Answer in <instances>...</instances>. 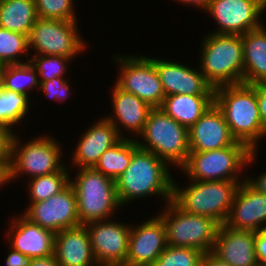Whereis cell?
Masks as SVG:
<instances>
[{"mask_svg": "<svg viewBox=\"0 0 266 266\" xmlns=\"http://www.w3.org/2000/svg\"><path fill=\"white\" fill-rule=\"evenodd\" d=\"M166 228L168 246L212 251L220 224L214 219L184 212L172 200L157 214Z\"/></svg>", "mask_w": 266, "mask_h": 266, "instance_id": "9c48e42d", "label": "cell"}, {"mask_svg": "<svg viewBox=\"0 0 266 266\" xmlns=\"http://www.w3.org/2000/svg\"><path fill=\"white\" fill-rule=\"evenodd\" d=\"M175 1V0H174ZM177 3H181L182 6L183 4L187 5V6H193L196 8H199L200 10H202L203 12H205L211 2V0H176Z\"/></svg>", "mask_w": 266, "mask_h": 266, "instance_id": "7bdbcfd3", "label": "cell"}, {"mask_svg": "<svg viewBox=\"0 0 266 266\" xmlns=\"http://www.w3.org/2000/svg\"><path fill=\"white\" fill-rule=\"evenodd\" d=\"M243 83L266 82V26L250 30L242 35Z\"/></svg>", "mask_w": 266, "mask_h": 266, "instance_id": "cb8c5ba5", "label": "cell"}, {"mask_svg": "<svg viewBox=\"0 0 266 266\" xmlns=\"http://www.w3.org/2000/svg\"><path fill=\"white\" fill-rule=\"evenodd\" d=\"M257 151H251L244 143L235 141L221 149L190 152L180 172L192 181L245 180L247 175L243 176V172L249 164L254 165Z\"/></svg>", "mask_w": 266, "mask_h": 266, "instance_id": "277c9868", "label": "cell"}, {"mask_svg": "<svg viewBox=\"0 0 266 266\" xmlns=\"http://www.w3.org/2000/svg\"><path fill=\"white\" fill-rule=\"evenodd\" d=\"M165 96L174 94L215 95L200 68L194 69L181 62L153 58Z\"/></svg>", "mask_w": 266, "mask_h": 266, "instance_id": "2e32d148", "label": "cell"}, {"mask_svg": "<svg viewBox=\"0 0 266 266\" xmlns=\"http://www.w3.org/2000/svg\"><path fill=\"white\" fill-rule=\"evenodd\" d=\"M0 85L8 90L29 95V92L37 87L39 92L40 82L36 70L27 62L1 66Z\"/></svg>", "mask_w": 266, "mask_h": 266, "instance_id": "f1b7e54d", "label": "cell"}, {"mask_svg": "<svg viewBox=\"0 0 266 266\" xmlns=\"http://www.w3.org/2000/svg\"><path fill=\"white\" fill-rule=\"evenodd\" d=\"M30 57L29 62L36 70L40 83L53 78L68 76L65 74L68 72L71 58L55 55H32Z\"/></svg>", "mask_w": 266, "mask_h": 266, "instance_id": "1f68e13d", "label": "cell"}, {"mask_svg": "<svg viewBox=\"0 0 266 266\" xmlns=\"http://www.w3.org/2000/svg\"><path fill=\"white\" fill-rule=\"evenodd\" d=\"M213 103L214 95L174 94L165 96L160 108L190 129Z\"/></svg>", "mask_w": 266, "mask_h": 266, "instance_id": "d4e9b609", "label": "cell"}, {"mask_svg": "<svg viewBox=\"0 0 266 266\" xmlns=\"http://www.w3.org/2000/svg\"><path fill=\"white\" fill-rule=\"evenodd\" d=\"M202 266H230L219 257H217L212 251L203 253Z\"/></svg>", "mask_w": 266, "mask_h": 266, "instance_id": "60d3db41", "label": "cell"}, {"mask_svg": "<svg viewBox=\"0 0 266 266\" xmlns=\"http://www.w3.org/2000/svg\"><path fill=\"white\" fill-rule=\"evenodd\" d=\"M54 254L60 266H98L85 225L55 233Z\"/></svg>", "mask_w": 266, "mask_h": 266, "instance_id": "603a6c76", "label": "cell"}, {"mask_svg": "<svg viewBox=\"0 0 266 266\" xmlns=\"http://www.w3.org/2000/svg\"><path fill=\"white\" fill-rule=\"evenodd\" d=\"M8 253L5 258V266H30L32 257L26 256L12 247L9 248Z\"/></svg>", "mask_w": 266, "mask_h": 266, "instance_id": "74e56055", "label": "cell"}, {"mask_svg": "<svg viewBox=\"0 0 266 266\" xmlns=\"http://www.w3.org/2000/svg\"><path fill=\"white\" fill-rule=\"evenodd\" d=\"M30 266H60L55 254L32 258Z\"/></svg>", "mask_w": 266, "mask_h": 266, "instance_id": "b9f144b4", "label": "cell"}, {"mask_svg": "<svg viewBox=\"0 0 266 266\" xmlns=\"http://www.w3.org/2000/svg\"><path fill=\"white\" fill-rule=\"evenodd\" d=\"M137 137L138 147L152 152L170 167L173 165L180 169L186 163L190 153L189 129L161 108L151 110L142 133Z\"/></svg>", "mask_w": 266, "mask_h": 266, "instance_id": "52a82bcc", "label": "cell"}, {"mask_svg": "<svg viewBox=\"0 0 266 266\" xmlns=\"http://www.w3.org/2000/svg\"><path fill=\"white\" fill-rule=\"evenodd\" d=\"M131 225L128 252L123 266H152L167 245L166 228L156 216Z\"/></svg>", "mask_w": 266, "mask_h": 266, "instance_id": "9a60e30c", "label": "cell"}, {"mask_svg": "<svg viewBox=\"0 0 266 266\" xmlns=\"http://www.w3.org/2000/svg\"><path fill=\"white\" fill-rule=\"evenodd\" d=\"M110 94L112 95L113 114L105 117L117 129L122 138H129L131 134L133 135L131 139L135 136L133 139L136 140L137 135L139 136L142 133L149 113L153 108L136 95L123 91L115 83ZM121 126L123 127L121 128ZM123 129L130 134L125 135Z\"/></svg>", "mask_w": 266, "mask_h": 266, "instance_id": "ffe728a7", "label": "cell"}, {"mask_svg": "<svg viewBox=\"0 0 266 266\" xmlns=\"http://www.w3.org/2000/svg\"><path fill=\"white\" fill-rule=\"evenodd\" d=\"M201 39L200 71L214 88L243 83L242 35L207 33Z\"/></svg>", "mask_w": 266, "mask_h": 266, "instance_id": "3957f363", "label": "cell"}, {"mask_svg": "<svg viewBox=\"0 0 266 266\" xmlns=\"http://www.w3.org/2000/svg\"><path fill=\"white\" fill-rule=\"evenodd\" d=\"M124 223V224H123ZM100 220L86 223L98 266H123L126 261L131 226L129 223Z\"/></svg>", "mask_w": 266, "mask_h": 266, "instance_id": "5bb4252c", "label": "cell"}, {"mask_svg": "<svg viewBox=\"0 0 266 266\" xmlns=\"http://www.w3.org/2000/svg\"><path fill=\"white\" fill-rule=\"evenodd\" d=\"M29 53L28 36L0 27V67L27 63L30 60ZM23 54L28 59L21 60Z\"/></svg>", "mask_w": 266, "mask_h": 266, "instance_id": "4dcf8cb0", "label": "cell"}, {"mask_svg": "<svg viewBox=\"0 0 266 266\" xmlns=\"http://www.w3.org/2000/svg\"><path fill=\"white\" fill-rule=\"evenodd\" d=\"M137 148L135 139L122 138L101 155L93 169L116 181L129 166L132 154Z\"/></svg>", "mask_w": 266, "mask_h": 266, "instance_id": "4316f807", "label": "cell"}, {"mask_svg": "<svg viewBox=\"0 0 266 266\" xmlns=\"http://www.w3.org/2000/svg\"><path fill=\"white\" fill-rule=\"evenodd\" d=\"M173 179L172 201L184 212L210 217L223 225L229 215L239 184L244 180L186 181Z\"/></svg>", "mask_w": 266, "mask_h": 266, "instance_id": "5b68a950", "label": "cell"}, {"mask_svg": "<svg viewBox=\"0 0 266 266\" xmlns=\"http://www.w3.org/2000/svg\"><path fill=\"white\" fill-rule=\"evenodd\" d=\"M10 182L9 153L0 154V188Z\"/></svg>", "mask_w": 266, "mask_h": 266, "instance_id": "f35d334b", "label": "cell"}, {"mask_svg": "<svg viewBox=\"0 0 266 266\" xmlns=\"http://www.w3.org/2000/svg\"><path fill=\"white\" fill-rule=\"evenodd\" d=\"M170 170L164 160L138 147L127 169L115 181L121 207L148 196H161L164 203L171 201L174 178Z\"/></svg>", "mask_w": 266, "mask_h": 266, "instance_id": "6da1fadb", "label": "cell"}, {"mask_svg": "<svg viewBox=\"0 0 266 266\" xmlns=\"http://www.w3.org/2000/svg\"><path fill=\"white\" fill-rule=\"evenodd\" d=\"M78 21L38 18L28 36L33 55H55L76 58L85 52L87 41L79 35Z\"/></svg>", "mask_w": 266, "mask_h": 266, "instance_id": "30bf717a", "label": "cell"}, {"mask_svg": "<svg viewBox=\"0 0 266 266\" xmlns=\"http://www.w3.org/2000/svg\"><path fill=\"white\" fill-rule=\"evenodd\" d=\"M259 175L258 177H247L245 180L258 192L266 194V171L263 170V173Z\"/></svg>", "mask_w": 266, "mask_h": 266, "instance_id": "ab89813d", "label": "cell"}, {"mask_svg": "<svg viewBox=\"0 0 266 266\" xmlns=\"http://www.w3.org/2000/svg\"><path fill=\"white\" fill-rule=\"evenodd\" d=\"M16 132L9 134L8 151L10 183L28 175V179L59 172L65 165L61 162L62 145L54 137L43 134L31 140L21 141ZM55 139V140H54Z\"/></svg>", "mask_w": 266, "mask_h": 266, "instance_id": "8992f818", "label": "cell"}, {"mask_svg": "<svg viewBox=\"0 0 266 266\" xmlns=\"http://www.w3.org/2000/svg\"><path fill=\"white\" fill-rule=\"evenodd\" d=\"M76 172L70 184L76 193L80 224L112 219L121 207L116 182L93 168H77Z\"/></svg>", "mask_w": 266, "mask_h": 266, "instance_id": "ba28073f", "label": "cell"}, {"mask_svg": "<svg viewBox=\"0 0 266 266\" xmlns=\"http://www.w3.org/2000/svg\"><path fill=\"white\" fill-rule=\"evenodd\" d=\"M212 252L230 266H259L253 231L220 225Z\"/></svg>", "mask_w": 266, "mask_h": 266, "instance_id": "7402d4cb", "label": "cell"}, {"mask_svg": "<svg viewBox=\"0 0 266 266\" xmlns=\"http://www.w3.org/2000/svg\"><path fill=\"white\" fill-rule=\"evenodd\" d=\"M255 254L259 266H266V228L255 232Z\"/></svg>", "mask_w": 266, "mask_h": 266, "instance_id": "d590c367", "label": "cell"}, {"mask_svg": "<svg viewBox=\"0 0 266 266\" xmlns=\"http://www.w3.org/2000/svg\"><path fill=\"white\" fill-rule=\"evenodd\" d=\"M29 99L27 94L11 91L0 85V126L9 134L15 133L14 126H18L28 116L31 108Z\"/></svg>", "mask_w": 266, "mask_h": 266, "instance_id": "83f0119b", "label": "cell"}, {"mask_svg": "<svg viewBox=\"0 0 266 266\" xmlns=\"http://www.w3.org/2000/svg\"><path fill=\"white\" fill-rule=\"evenodd\" d=\"M94 122L75 144L76 148L72 152L70 162L75 166L73 168H93L101 155L122 139L106 117L103 116Z\"/></svg>", "mask_w": 266, "mask_h": 266, "instance_id": "d6986e66", "label": "cell"}, {"mask_svg": "<svg viewBox=\"0 0 266 266\" xmlns=\"http://www.w3.org/2000/svg\"><path fill=\"white\" fill-rule=\"evenodd\" d=\"M214 103L221 110L232 137L251 151L259 150V141L266 137V132L255 88L245 83L218 87Z\"/></svg>", "mask_w": 266, "mask_h": 266, "instance_id": "7a4b0ae2", "label": "cell"}, {"mask_svg": "<svg viewBox=\"0 0 266 266\" xmlns=\"http://www.w3.org/2000/svg\"><path fill=\"white\" fill-rule=\"evenodd\" d=\"M115 54L117 79L114 82L123 91L132 93L152 108H160L165 93L152 57Z\"/></svg>", "mask_w": 266, "mask_h": 266, "instance_id": "8fae6325", "label": "cell"}, {"mask_svg": "<svg viewBox=\"0 0 266 266\" xmlns=\"http://www.w3.org/2000/svg\"><path fill=\"white\" fill-rule=\"evenodd\" d=\"M74 0H35L38 18L78 21Z\"/></svg>", "mask_w": 266, "mask_h": 266, "instance_id": "836d02e7", "label": "cell"}, {"mask_svg": "<svg viewBox=\"0 0 266 266\" xmlns=\"http://www.w3.org/2000/svg\"><path fill=\"white\" fill-rule=\"evenodd\" d=\"M65 77H57L52 80L42 81L40 83L39 92L42 91V94L56 102L62 103L67 98L71 96L72 88L70 87L69 80Z\"/></svg>", "mask_w": 266, "mask_h": 266, "instance_id": "e575fe53", "label": "cell"}, {"mask_svg": "<svg viewBox=\"0 0 266 266\" xmlns=\"http://www.w3.org/2000/svg\"><path fill=\"white\" fill-rule=\"evenodd\" d=\"M38 19L35 0H0V27L29 36Z\"/></svg>", "mask_w": 266, "mask_h": 266, "instance_id": "484cf974", "label": "cell"}, {"mask_svg": "<svg viewBox=\"0 0 266 266\" xmlns=\"http://www.w3.org/2000/svg\"><path fill=\"white\" fill-rule=\"evenodd\" d=\"M251 85L256 90L261 121L263 124L264 131L266 132V82H259Z\"/></svg>", "mask_w": 266, "mask_h": 266, "instance_id": "8d00e7d4", "label": "cell"}, {"mask_svg": "<svg viewBox=\"0 0 266 266\" xmlns=\"http://www.w3.org/2000/svg\"><path fill=\"white\" fill-rule=\"evenodd\" d=\"M202 256L196 248L167 246L152 266H202Z\"/></svg>", "mask_w": 266, "mask_h": 266, "instance_id": "d6a6232c", "label": "cell"}, {"mask_svg": "<svg viewBox=\"0 0 266 266\" xmlns=\"http://www.w3.org/2000/svg\"><path fill=\"white\" fill-rule=\"evenodd\" d=\"M264 11L266 0H211L205 13L217 23L211 33L244 35L264 24Z\"/></svg>", "mask_w": 266, "mask_h": 266, "instance_id": "7c38bea8", "label": "cell"}, {"mask_svg": "<svg viewBox=\"0 0 266 266\" xmlns=\"http://www.w3.org/2000/svg\"><path fill=\"white\" fill-rule=\"evenodd\" d=\"M70 172L65 164L59 172L29 179L26 188L28 201L30 203L45 201L58 194L70 183Z\"/></svg>", "mask_w": 266, "mask_h": 266, "instance_id": "f546056e", "label": "cell"}, {"mask_svg": "<svg viewBox=\"0 0 266 266\" xmlns=\"http://www.w3.org/2000/svg\"><path fill=\"white\" fill-rule=\"evenodd\" d=\"M9 221L5 238L10 247L32 258L54 254V232L30 222L22 214Z\"/></svg>", "mask_w": 266, "mask_h": 266, "instance_id": "ac0fdd59", "label": "cell"}, {"mask_svg": "<svg viewBox=\"0 0 266 266\" xmlns=\"http://www.w3.org/2000/svg\"><path fill=\"white\" fill-rule=\"evenodd\" d=\"M232 137L221 110L213 103L189 129L190 152H204L231 146Z\"/></svg>", "mask_w": 266, "mask_h": 266, "instance_id": "44dd1931", "label": "cell"}, {"mask_svg": "<svg viewBox=\"0 0 266 266\" xmlns=\"http://www.w3.org/2000/svg\"><path fill=\"white\" fill-rule=\"evenodd\" d=\"M22 215L30 222L54 233L81 225L76 193L70 183L45 201L29 203Z\"/></svg>", "mask_w": 266, "mask_h": 266, "instance_id": "4fadbf2b", "label": "cell"}, {"mask_svg": "<svg viewBox=\"0 0 266 266\" xmlns=\"http://www.w3.org/2000/svg\"><path fill=\"white\" fill-rule=\"evenodd\" d=\"M8 140H9V133L6 132L0 126V154L1 153H9V151H8Z\"/></svg>", "mask_w": 266, "mask_h": 266, "instance_id": "ee69618b", "label": "cell"}, {"mask_svg": "<svg viewBox=\"0 0 266 266\" xmlns=\"http://www.w3.org/2000/svg\"><path fill=\"white\" fill-rule=\"evenodd\" d=\"M236 230L257 232L266 228V194L258 192L246 180L239 184L224 223Z\"/></svg>", "mask_w": 266, "mask_h": 266, "instance_id": "e0dca14e", "label": "cell"}]
</instances>
